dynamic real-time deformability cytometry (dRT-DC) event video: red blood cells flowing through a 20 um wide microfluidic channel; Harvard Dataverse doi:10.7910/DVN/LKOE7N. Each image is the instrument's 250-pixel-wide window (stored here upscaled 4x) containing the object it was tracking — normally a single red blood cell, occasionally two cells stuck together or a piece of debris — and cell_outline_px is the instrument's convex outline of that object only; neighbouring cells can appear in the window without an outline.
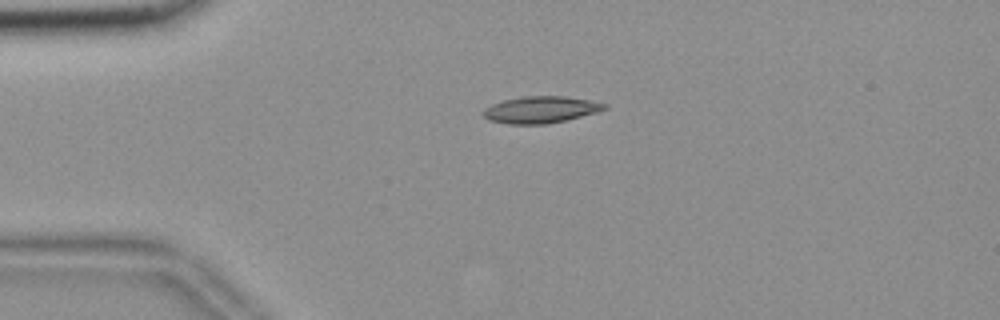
{"species": "common noctule bat (a hibernating species)", "species_latin": "Nyctalus noctula", "temperature_condition": "room temperature", "stored_images_in_passage": 43, "camera_frame_rate_fps": 3000, "um_per_image_px": 0.085, "animal": {"sex": "female", "body_mass_g": 18.4}, "frame": {"image": 1, "passage_image": 1, "time_ms": 0.0, "image_size_px": [1000, 320], "cell_outline_px": [[608, 108], [596, 112], [568, 120], [548, 124], [508, 124], [488, 120], [480, 112], [484, 108], [492, 104], [504, 100], [524, 96], [564, 96], [588, 100], [608, 104]], "centroid_in_image_um": [45.94, 9.33], "position_along_channel_um": 39.1, "area_um2": 19.02}}
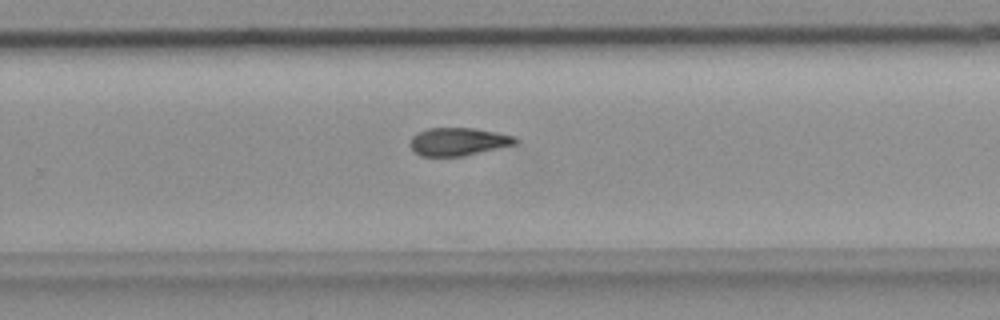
{"frame": {"image": 2, "passage_image": 24, "time_ms": 7.667, "image_size_px": [1000, 320], "cell_outline_px": [[520, 140], [516, 144], [464, 156], [420, 156], [408, 144], [412, 136], [416, 132], [428, 128], [472, 128], [512, 136]], "centroid_in_image_um": [38.9, 12.04], "position_along_channel_um": 290.9, "area_um2": 17.05}}
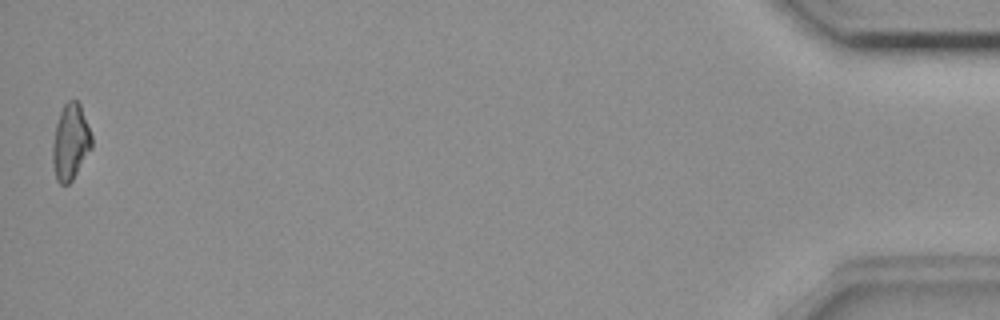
{"frame": {"image": 3, "passage_image": 43, "time_ms": 14.0, "image_size_px": [1000, 320], "cell_outline_px": [[92, 148], [72, 180], [68, 184], [60, 184], [56, 180], [52, 160], [52, 144], [56, 124], [60, 112], [64, 104], [68, 100], [76, 100], [80, 104], [92, 136]], "centroid_in_image_um": [5.98, 12.08], "position_along_channel_um": 429.2, "area_um2": 17.28}, "authors_computed_cell_mechanics": {"area_um2": 17.5712, "velocity_mm_per_s": 3.6827, "shape_relaxation_time_tau1_ms": 8.1776, "shape_relaxation_time_tau2_ms": null, "deformation_change_tau1": 0.1789, "deformation_change_tau2": null}}